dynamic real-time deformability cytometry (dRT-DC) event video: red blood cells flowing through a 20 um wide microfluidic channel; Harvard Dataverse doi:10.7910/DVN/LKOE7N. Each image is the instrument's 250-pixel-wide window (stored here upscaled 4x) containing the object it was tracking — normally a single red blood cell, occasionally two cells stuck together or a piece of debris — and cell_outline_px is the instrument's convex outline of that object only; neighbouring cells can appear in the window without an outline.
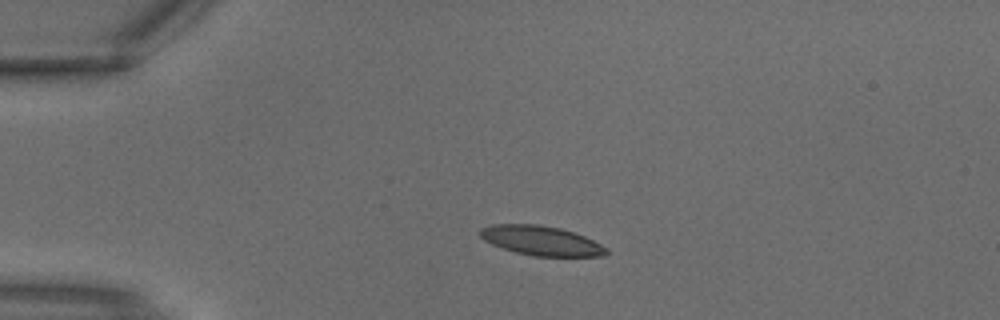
{"species": "common noctule bat (a hibernating species)", "species_latin": "Nyctalus noctula", "temperature_condition": "warm", "stored_images_in_passage": 1, "camera_frame_rate_fps": 3000, "um_per_image_px": 0.085, "animal": {"sex": "male", "body_mass_g": 18.8}, "frame": {"image": 1, "passage_image": 1, "time_ms": 0.0, "image_size_px": [1000, 320], "cell_outline_px": [[608, 252], [604, 256], [532, 256], [516, 252], [492, 244], [484, 240], [480, 236], [480, 228], [492, 224], [536, 224], [560, 228], [584, 236], [608, 248]], "centroid_in_image_um": [45.99, 20.45], "position_along_channel_um": 39.0, "area_um2": 21.56}}